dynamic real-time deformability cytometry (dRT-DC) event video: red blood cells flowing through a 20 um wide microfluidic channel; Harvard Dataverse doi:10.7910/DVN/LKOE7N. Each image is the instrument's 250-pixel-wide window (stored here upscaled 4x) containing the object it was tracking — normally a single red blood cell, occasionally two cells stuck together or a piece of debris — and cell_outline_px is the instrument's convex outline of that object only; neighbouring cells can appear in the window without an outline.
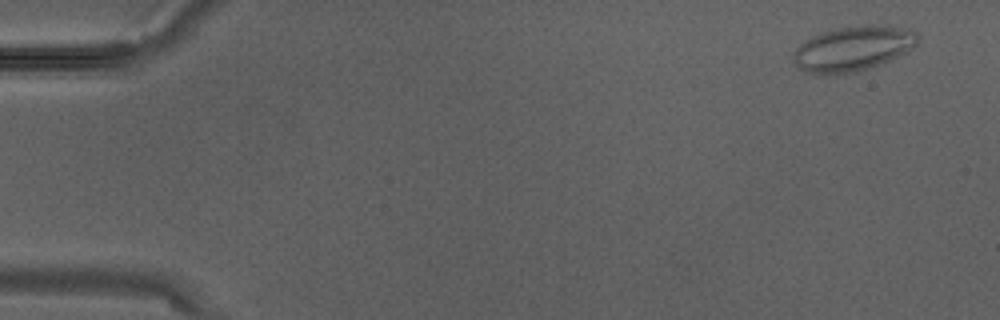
{"species": "Egyptian fruit bat (a non-hibernating species)", "species_latin": "Rousettus aegyptiacus", "temperature_condition": "warm", "stored_images_in_passage": 3, "camera_frame_rate_fps": 3000, "um_per_image_px": 0.085, "animal": {"sex": "male"}, "frame": {"image": 1, "passage_image": 1, "time_ms": 0.0, "image_size_px": [1000, 320], "cell_outline_px": [[920, 36], [916, 44], [912, 48], [880, 64], [868, 68], [836, 76], [816, 76], [804, 72], [792, 60], [792, 52], [800, 44], [812, 36], [824, 32], [840, 28], [864, 24], [884, 24], [916, 32]], "centroid_in_image_um": [72.44, 4.15], "position_along_channel_um": 12.6, "area_um2": 32.83}}